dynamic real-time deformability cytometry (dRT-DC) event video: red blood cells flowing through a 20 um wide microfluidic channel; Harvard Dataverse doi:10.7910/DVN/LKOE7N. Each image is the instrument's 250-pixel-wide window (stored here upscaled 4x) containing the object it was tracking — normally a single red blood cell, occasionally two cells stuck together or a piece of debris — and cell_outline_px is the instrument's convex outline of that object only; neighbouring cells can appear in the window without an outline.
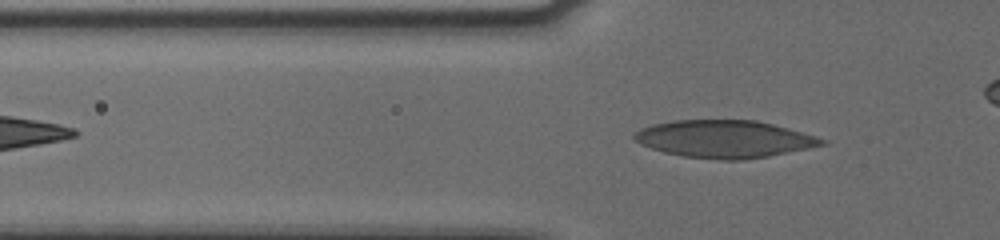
{"species": "human", "species_latin": "Homo sapiens", "temperature_condition": "cold", "stored_images_in_passage": 41, "camera_frame_rate_fps": 3000, "um_per_image_px": 0.085, "donor": {"sex": "male"}, "frame": {"image": 1, "passage_image": 10, "time_ms": 3.0, "image_size_px": [1000, 240], "cell_outline_px": [[828, 140], [824, 144], [808, 148], [768, 156], [740, 160], [724, 160], [684, 156], [664, 152], [640, 144], [632, 136], [640, 128], [652, 124], [672, 120], [756, 120], [788, 128], [816, 136]], "centroid_in_image_um": [61.56, 11.8], "position_along_channel_um": 64.2, "area_um2": 40.69}}
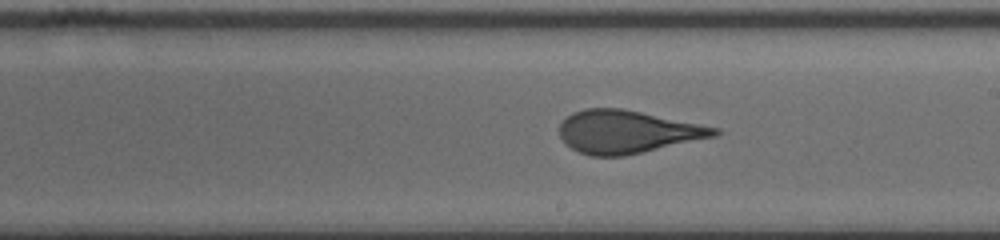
{"frame": {"image": 2, "passage_image": 24, "time_ms": 7.667, "image_size_px": [1000, 240], "cell_outline_px": [[720, 132], [716, 136], [624, 156], [592, 156], [580, 152], [572, 148], [560, 136], [560, 124], [572, 112], [584, 108], [620, 108], [720, 128]], "centroid_in_image_um": [53.31, 11.2], "position_along_channel_um": 235.7, "area_um2": 38.21}}
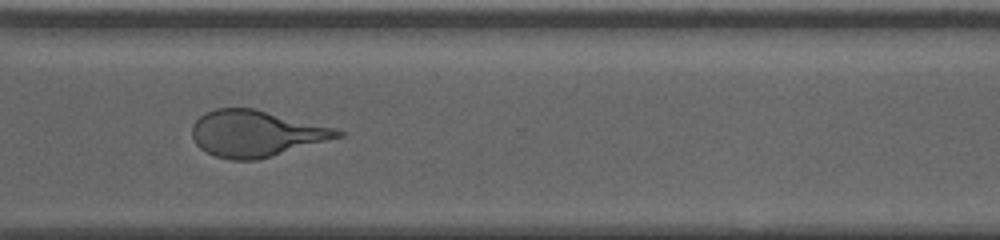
{"frame": {"image": 3, "passage_image": 33, "time_ms": 10.667, "image_size_px": [1000, 240], "cell_outline_px": [[344, 136], [256, 160], [232, 160], [216, 156], [200, 148], [196, 144], [192, 136], [192, 124], [204, 112], [216, 108], [256, 108], [332, 128], [344, 132]], "centroid_in_image_um": [21.71, 11.34], "position_along_channel_um": 348.9, "area_um2": 38.9}}